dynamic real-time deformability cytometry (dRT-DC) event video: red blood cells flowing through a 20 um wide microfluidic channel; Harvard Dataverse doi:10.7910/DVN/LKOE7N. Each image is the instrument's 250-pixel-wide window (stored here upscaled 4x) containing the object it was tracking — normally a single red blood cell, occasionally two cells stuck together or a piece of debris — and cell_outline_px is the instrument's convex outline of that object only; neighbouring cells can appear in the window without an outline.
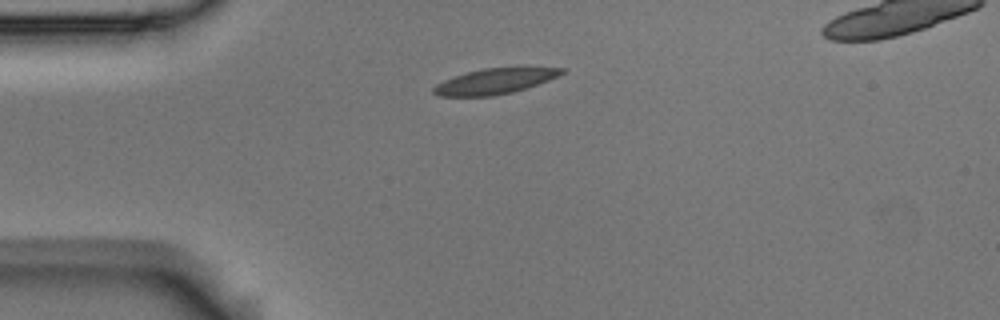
{"species": "Egyptian fruit bat (a non-hibernating species)", "species_latin": "Rousettus aegyptiacus", "temperature_condition": "room temperature", "stored_images_in_passage": 12, "camera_frame_rate_fps": 3000, "um_per_image_px": 0.085, "animal": {"sex": "male"}, "frame": {"image": 1, "passage_image": 1, "time_ms": 0.0, "image_size_px": [1000, 320], "cell_outline_px": [[568, 68], [560, 76], [512, 92], [492, 96], [436, 96], [432, 92], [432, 88], [436, 84], [444, 80], [468, 72], [484, 68], [520, 64], [524, 64]], "centroid_in_image_um": [42.18, 6.84], "position_along_channel_um": 42.8, "area_um2": 19.94}}
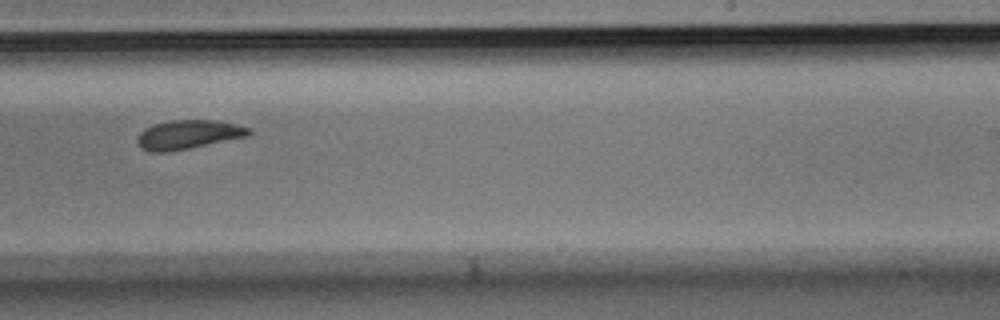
{"frame": {"image": 2, "passage_image": 7, "time_ms": 2.0, "image_size_px": [1000, 320], "cell_outline_px": [[252, 132], [248, 136], [168, 152], [152, 152], [140, 148], [136, 140], [140, 132], [144, 128], [152, 124], [172, 120], [212, 120], [236, 124], [248, 128]], "centroid_in_image_um": [15.95, 11.43], "position_along_channel_um": 273.1, "area_um2": 18.73}}
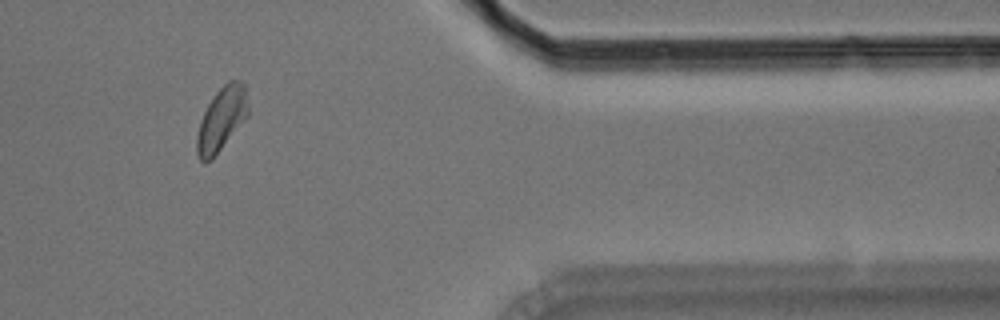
{"frame": {"image": 3, "passage_image": 10, "time_ms": 3.0, "image_size_px": [1000, 320], "cell_outline_px": [[248, 116], [212, 160], [204, 164], [200, 160], [196, 152], [196, 136], [200, 120], [208, 104], [216, 92], [228, 80], [240, 80], [244, 84], [248, 104]], "centroid_in_image_um": [18.82, 10.15], "position_along_channel_um": 392.6, "area_um2": 19.13}}